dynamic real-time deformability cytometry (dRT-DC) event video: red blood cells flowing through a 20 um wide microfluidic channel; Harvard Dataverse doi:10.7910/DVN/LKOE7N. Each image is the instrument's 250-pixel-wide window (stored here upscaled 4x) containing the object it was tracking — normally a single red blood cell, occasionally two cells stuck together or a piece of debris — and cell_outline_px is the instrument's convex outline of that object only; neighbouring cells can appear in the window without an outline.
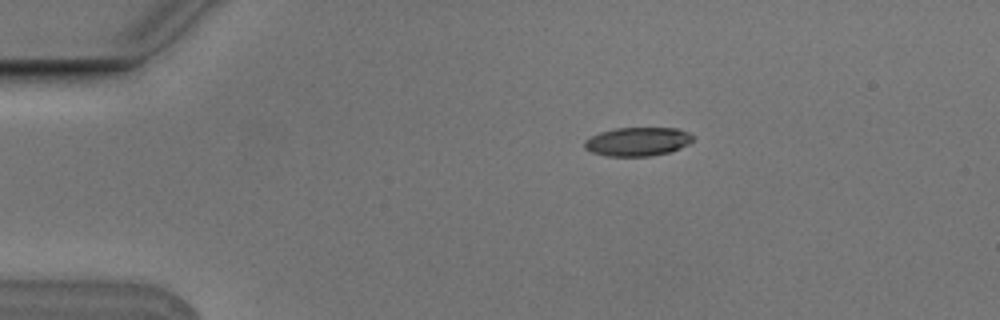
{"species": "Egyptian fruit bat (a non-hibernating species)", "species_latin": "Rousettus aegyptiacus", "temperature_condition": "cold", "stored_images_in_passage": 2, "camera_frame_rate_fps": 3000, "um_per_image_px": 0.085, "animal": {"sex": "male"}, "frame": {"image": 1, "passage_image": 2, "time_ms": 0.333, "image_size_px": [1000, 320], "cell_outline_px": [[692, 140], [688, 144], [680, 148], [668, 152], [648, 156], [608, 156], [592, 152], [584, 148], [584, 140], [600, 132], [616, 128], [676, 128], [688, 132], [692, 136]], "centroid_in_image_um": [54.17, 12.03], "position_along_channel_um": 30.8, "area_um2": 17.98}}